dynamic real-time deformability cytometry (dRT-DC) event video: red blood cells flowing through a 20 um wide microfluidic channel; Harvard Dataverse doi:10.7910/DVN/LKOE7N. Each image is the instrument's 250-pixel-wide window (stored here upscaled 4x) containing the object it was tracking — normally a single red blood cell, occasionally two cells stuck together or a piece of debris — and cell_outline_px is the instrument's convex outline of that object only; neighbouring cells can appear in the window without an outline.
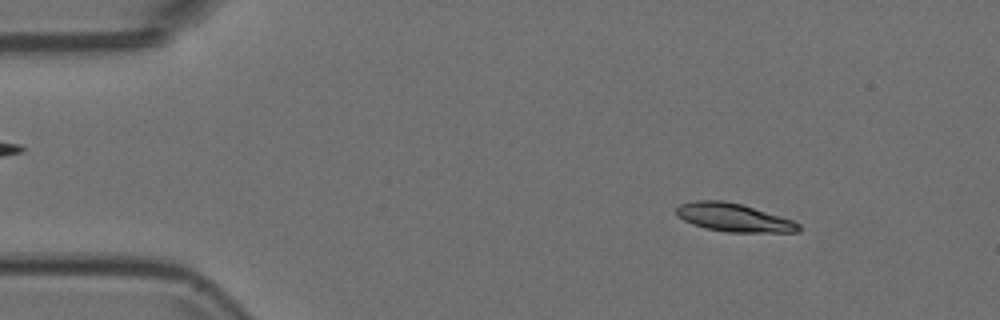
{"species": "Egyptian fruit bat (a non-hibernating species)", "species_latin": "Rousettus aegyptiacus", "temperature_condition": "room temperature", "stored_images_in_passage": 52, "camera_frame_rate_fps": 3000, "um_per_image_px": 0.085, "animal": {"sex": "female"}, "frame": {"image": 1, "passage_image": 6, "time_ms": 1.667, "image_size_px": [1000, 320], "cell_outline_px": [[800, 232], [728, 232], [704, 228], [692, 224], [676, 216], [676, 208], [680, 204], [696, 200], [724, 200], [740, 204], [780, 216], [792, 220], [800, 224]], "centroid_in_image_um": [62.33, 18.49], "position_along_channel_um": 22.7, "area_um2": 20.06}}
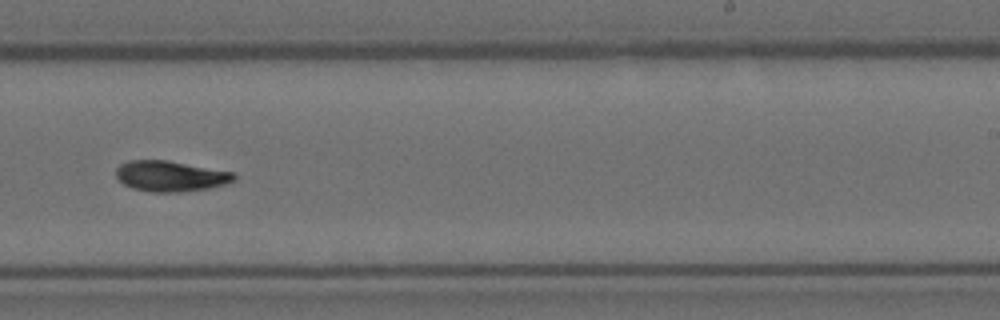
{"frame": {"image": 2, "passage_image": 32, "time_ms": 10.333, "image_size_px": [1000, 320], "cell_outline_px": [[236, 180], [224, 184], [208, 188], [180, 192], [152, 192], [132, 188], [124, 184], [116, 176], [116, 168], [120, 164], [128, 160], [168, 160], [236, 172]], "centroid_in_image_um": [14.51, 14.96], "position_along_channel_um": 274.5, "area_um2": 21.21}}
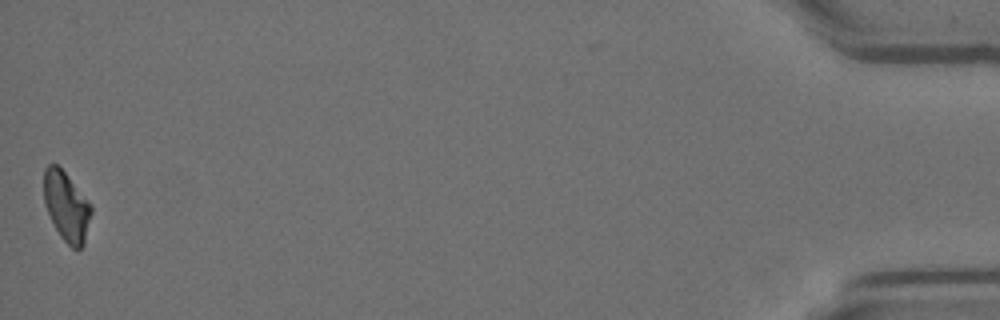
{"frame": {"image": 3, "passage_image": 52, "time_ms": 17.0, "image_size_px": [1000, 320], "cell_outline_px": [[92, 212], [84, 244], [80, 248], [72, 248], [60, 236], [44, 204], [44, 168], [48, 164], [56, 164], [64, 172], [88, 200], [92, 208]], "centroid_in_image_um": [5.65, 17.54], "position_along_channel_um": 429.6, "area_um2": 18.9}}